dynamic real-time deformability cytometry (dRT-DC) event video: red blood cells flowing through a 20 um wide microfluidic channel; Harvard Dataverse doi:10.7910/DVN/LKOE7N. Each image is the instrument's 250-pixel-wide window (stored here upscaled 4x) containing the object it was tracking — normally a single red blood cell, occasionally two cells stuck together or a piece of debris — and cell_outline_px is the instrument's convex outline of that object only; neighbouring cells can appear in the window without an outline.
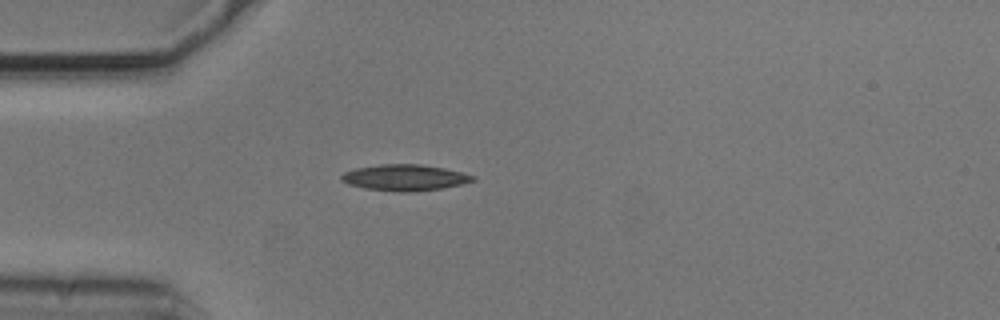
{"species": "common noctule bat (a hibernating species)", "species_latin": "Nyctalus noctula", "temperature_condition": "cold", "stored_images_in_passage": 46, "camera_frame_rate_fps": 3000, "um_per_image_px": 0.085, "animal": {"sex": "male", "body_mass_g": 20.5, "forearm_length_mm": 52.5}, "frame": {"image": 1, "passage_image": 10, "time_ms": 3.0, "image_size_px": [1000, 320], "cell_outline_px": [[476, 180], [464, 184], [440, 188], [412, 192], [396, 192], [364, 188], [348, 184], [340, 180], [340, 176], [344, 172], [356, 168], [380, 164], [420, 164], [444, 168], [476, 176]], "centroid_in_image_um": [34.4, 15.1], "position_along_channel_um": 50.6, "area_um2": 20.11}}
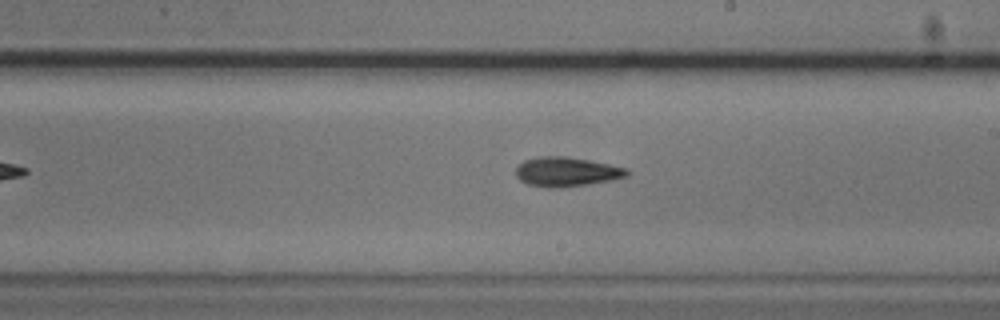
{"frame": {"image": 2, "passage_image": 26, "time_ms": 8.333, "image_size_px": [1000, 320], "cell_outline_px": [[628, 176], [612, 180], [588, 184], [560, 188], [548, 188], [528, 184], [520, 180], [516, 176], [516, 164], [524, 160], [540, 156], [564, 156], [588, 160], [628, 168]], "centroid_in_image_um": [48.12, 14.6], "position_along_channel_um": 240.9, "area_um2": 19.13}}
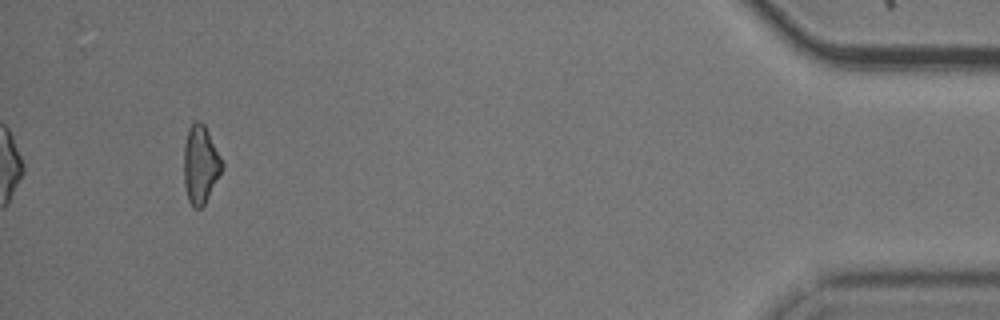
{"frame": {"image": 3, "passage_image": 46, "time_ms": 15.0, "image_size_px": [1000, 320], "cell_outline_px": [[224, 164], [204, 204], [200, 208], [196, 208], [188, 200], [184, 184], [184, 144], [188, 128], [196, 120], [200, 120], [204, 124]], "centroid_in_image_um": [17.01, 13.94], "position_along_channel_um": 418.2, "area_um2": 16.99}, "authors_computed_cell_mechanics": {"area_um2": 18.785, "velocity_mm_per_s": 3.7438, "shape_relaxation_time_tau1_ms": 2.6872, "shape_relaxation_time_tau2_ms": 8.9975, "deformation_change_tau1": 0.1055, "deformation_change_tau2": 0.2097}}